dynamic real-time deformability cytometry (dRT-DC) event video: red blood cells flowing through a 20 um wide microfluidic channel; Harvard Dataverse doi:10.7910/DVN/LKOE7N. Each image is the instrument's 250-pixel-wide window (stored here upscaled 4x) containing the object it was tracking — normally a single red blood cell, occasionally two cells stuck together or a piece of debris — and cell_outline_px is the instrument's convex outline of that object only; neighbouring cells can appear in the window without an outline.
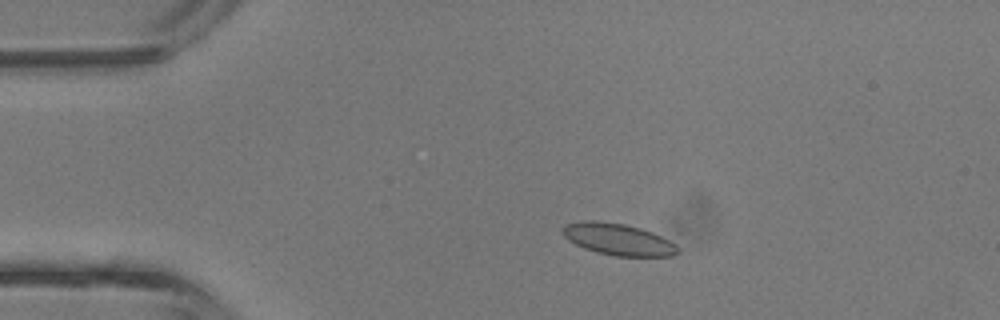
{"species": "common noctule bat (a hibernating species)", "species_latin": "Nyctalus noctula", "temperature_condition": "room temperature", "stored_images_in_passage": 40, "camera_frame_rate_fps": 3000, "um_per_image_px": 0.085, "animal": {"sex": "male", "body_mass_g": 13.3}, "frame": {"image": 1, "passage_image": 7, "time_ms": 2.0, "image_size_px": [1000, 320], "cell_outline_px": [[680, 252], [676, 256], [612, 256], [596, 252], [584, 248], [568, 240], [564, 236], [560, 228], [564, 224], [584, 220], [596, 220], [624, 224], [640, 228], [652, 232], [676, 244]], "centroid_in_image_um": [52.52, 20.34], "position_along_channel_um": 32.5, "area_um2": 21.44}}
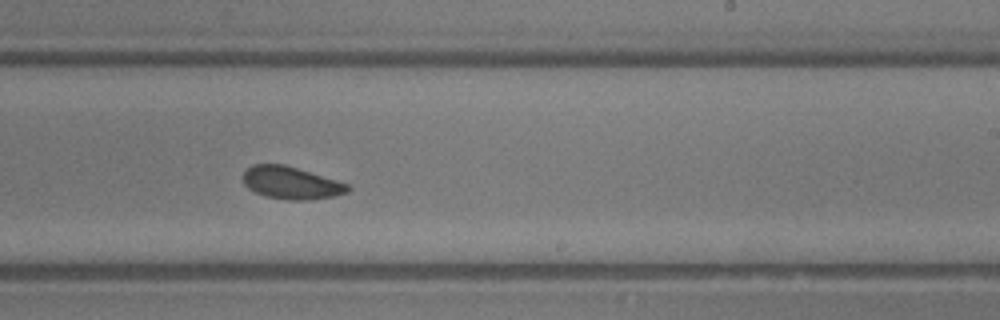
{"frame": {"image": 2, "passage_image": 24, "time_ms": 7.667, "image_size_px": [1000, 320], "cell_outline_px": [[352, 188], [348, 192], [336, 196], [308, 200], [288, 200], [268, 196], [256, 192], [248, 188], [244, 184], [244, 172], [252, 164], [284, 164], [336, 180], [348, 184]], "centroid_in_image_um": [24.77, 15.55], "position_along_channel_um": 264.2, "area_um2": 19.65}}
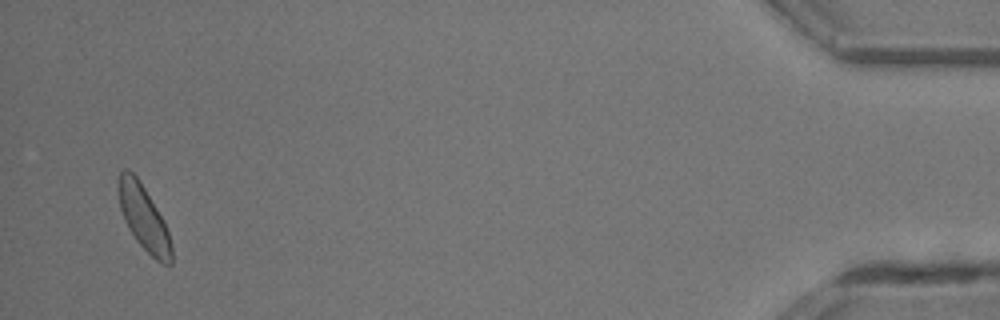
{"frame": {"image": 3, "passage_image": 39, "time_ms": 12.667, "image_size_px": [1000, 320], "cell_outline_px": [[172, 264], [164, 264], [156, 260], [136, 240], [128, 228], [124, 220], [120, 208], [120, 172], [124, 168], [128, 168], [136, 176], [144, 188], [156, 208], [168, 232], [172, 248]], "centroid_in_image_um": [12.23, 18.55], "position_along_channel_um": 423.0, "area_um2": 19.31}, "authors_computed_cell_mechanics": {"area_um2": 20.1722, "velocity_mm_per_s": 4.9297, "shape_relaxation_time_tau1_ms": 1.6747, "shape_relaxation_time_tau2_ms": 1.8857, "deformation_change_tau1": 0.0609, "deformation_change_tau2": 0.0599}}